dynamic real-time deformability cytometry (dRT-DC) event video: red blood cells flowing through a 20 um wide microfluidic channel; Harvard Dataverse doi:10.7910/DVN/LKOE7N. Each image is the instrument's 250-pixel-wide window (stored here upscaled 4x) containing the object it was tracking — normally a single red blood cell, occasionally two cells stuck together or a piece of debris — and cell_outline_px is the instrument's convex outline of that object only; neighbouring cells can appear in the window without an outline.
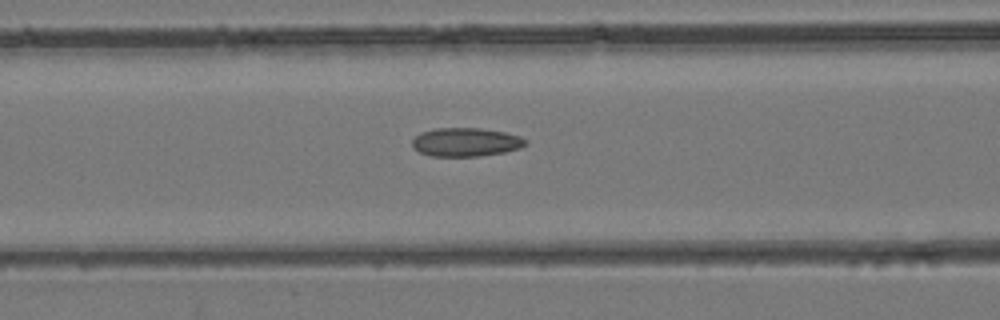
{"species": "common noctule bat (a hibernating species)", "species_latin": "Nyctalus noctula", "temperature_condition": "room temperature", "stored_images_in_passage": 46, "camera_frame_rate_fps": 3000, "um_per_image_px": 0.085, "animal": {"sex": "female", "body_mass_g": 24.6, "forearm_length_mm": 56.2}, "frame": {"image": 1, "passage_image": 19, "time_ms": 6.0, "image_size_px": [1000, 320], "cell_outline_px": [[528, 144], [520, 148], [504, 152], [480, 156], [432, 156], [420, 152], [412, 148], [412, 140], [420, 132], [436, 128], [480, 128], [504, 132], [520, 136], [528, 140]], "centroid_in_image_um": [39.6, 12.08], "position_along_channel_um": 127.0, "area_um2": 19.02}}
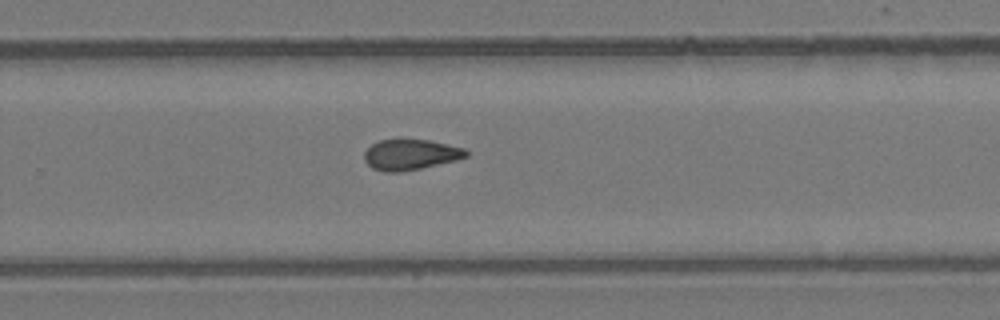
{"frame": {"image": 2, "passage_image": 30, "time_ms": 9.667, "image_size_px": [1000, 320], "cell_outline_px": [[468, 156], [456, 160], [420, 168], [400, 172], [384, 172], [372, 168], [364, 160], [364, 152], [372, 144], [380, 140], [400, 136], [428, 140], [448, 144], [464, 148], [468, 152]], "centroid_in_image_um": [34.86, 13.1], "position_along_channel_um": 294.9, "area_um2": 18.67}}
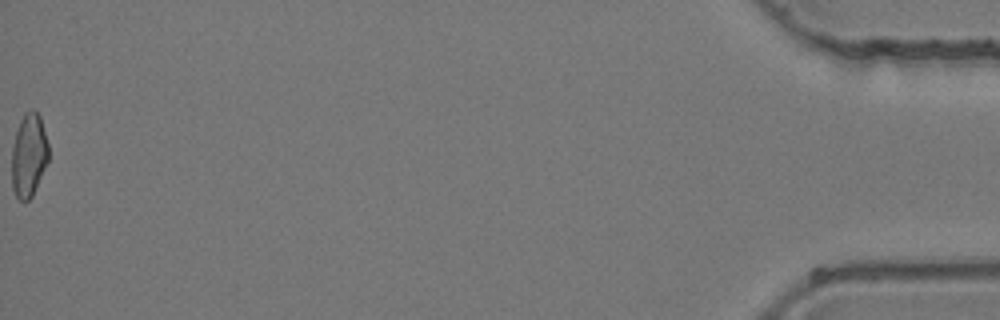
{"frame": {"image": 3, "passage_image": 46, "time_ms": 15.0, "image_size_px": [1000, 320], "cell_outline_px": [[48, 160], [32, 196], [28, 200], [20, 200], [16, 196], [12, 188], [12, 148], [16, 132], [20, 120], [24, 112], [32, 108], [40, 116], [48, 144]], "centroid_in_image_um": [2.44, 13.17], "position_along_channel_um": 432.8, "area_um2": 17.74}}